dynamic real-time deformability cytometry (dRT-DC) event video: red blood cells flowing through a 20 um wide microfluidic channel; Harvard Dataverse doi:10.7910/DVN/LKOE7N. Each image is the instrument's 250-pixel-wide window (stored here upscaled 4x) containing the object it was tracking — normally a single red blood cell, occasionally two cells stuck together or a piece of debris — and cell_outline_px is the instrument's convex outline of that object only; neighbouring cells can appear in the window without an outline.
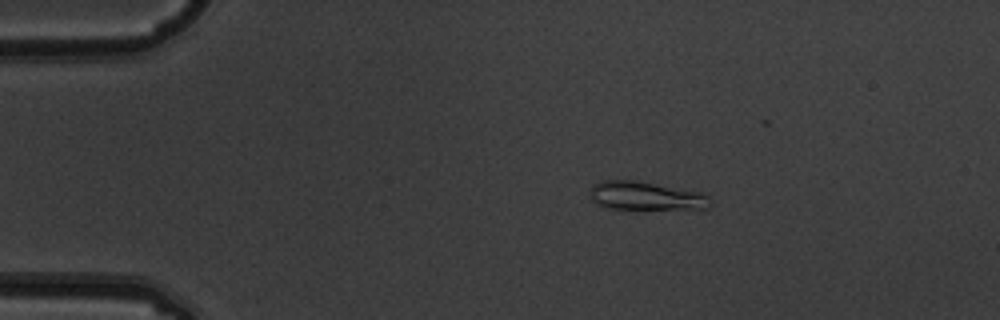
{"species": "common noctule bat (a hibernating species)", "species_latin": "Nyctalus noctula", "temperature_condition": "warm", "stored_images_in_passage": 5, "camera_frame_rate_fps": 3000, "um_per_image_px": 0.085, "animal": {"sex": "male", "body_mass_g": 19.5, "forearm_length_mm": 54.6}, "frame": {"image": 1, "passage_image": 1, "time_ms": 0.0, "image_size_px": [1000, 320], "cell_outline_px": [[712, 204], [708, 208], [608, 208], [596, 204], [592, 200], [592, 184], [604, 180], [636, 180], [704, 192], [708, 196]], "centroid_in_image_um": [54.92, 16.63], "position_along_channel_um": 30.1, "area_um2": 19.77}}
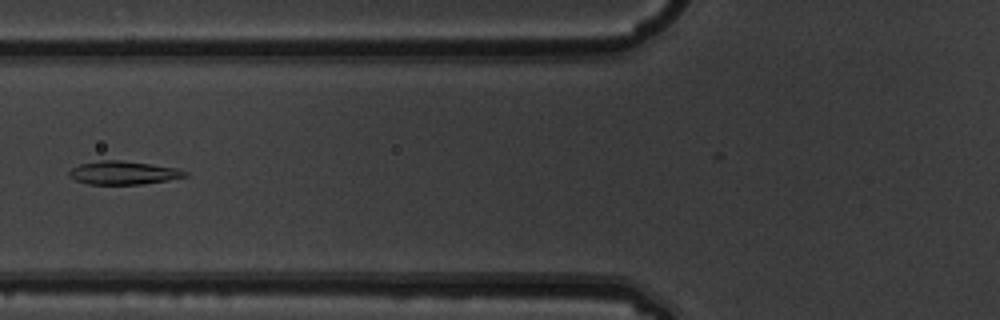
{"frame": {"image": 2, "passage_image": 4, "time_ms": 1.0, "image_size_px": [1000, 320], "cell_outline_px": [[188, 176], [168, 180], [140, 184], [88, 184], [76, 180], [68, 176], [68, 172], [72, 168], [80, 164], [100, 160], [120, 160], [152, 164], [176, 168], [188, 172]], "centroid_in_image_um": [10.48, 14.68], "position_along_channel_um": 115.3, "area_um2": 15.72}}
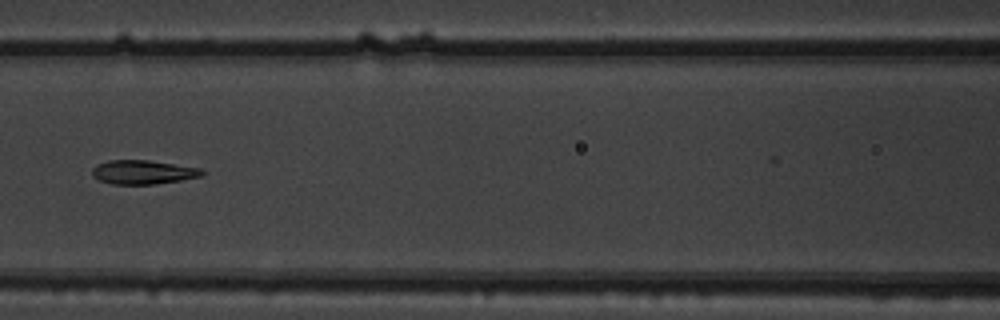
{"frame": {"image": 3, "passage_image": 5, "time_ms": 1.333, "image_size_px": [1000, 320], "cell_outline_px": [[204, 176], [180, 180], [152, 184], [112, 184], [100, 180], [92, 176], [92, 168], [96, 164], [108, 160], [148, 160], [200, 168], [204, 172]], "centroid_in_image_um": [12.13, 14.63], "position_along_channel_um": 154.5, "area_um2": 15.32}}